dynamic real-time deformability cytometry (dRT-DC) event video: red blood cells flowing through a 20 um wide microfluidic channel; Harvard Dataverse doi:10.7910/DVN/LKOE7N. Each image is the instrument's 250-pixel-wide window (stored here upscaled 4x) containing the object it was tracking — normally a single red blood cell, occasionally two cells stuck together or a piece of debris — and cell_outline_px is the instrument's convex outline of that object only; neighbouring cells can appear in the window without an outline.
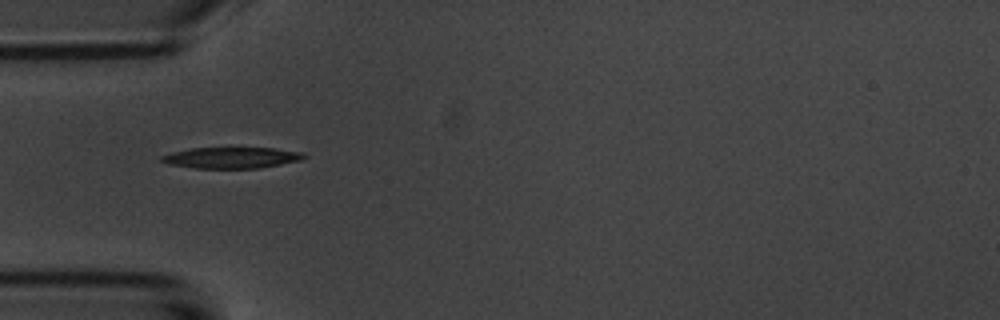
{"species": "common noctule bat (a hibernating species)", "species_latin": "Nyctalus noctula", "temperature_condition": "room temperature", "stored_images_in_passage": 4, "camera_frame_rate_fps": 3000, "um_per_image_px": 0.085, "animal": {"sex": "male", "body_mass_g": 20.1, "forearm_length_mm": 53.5}, "frame": {"image": 1, "passage_image": 2, "time_ms": 1.333, "image_size_px": [1000, 320], "cell_outline_px": [[304, 160], [260, 168], [196, 168], [168, 164], [160, 160], [160, 156], [172, 152], [192, 148], [272, 148], [304, 152]], "centroid_in_image_um": [19.69, 13.41], "position_along_channel_um": 65.3, "area_um2": 17.51}}
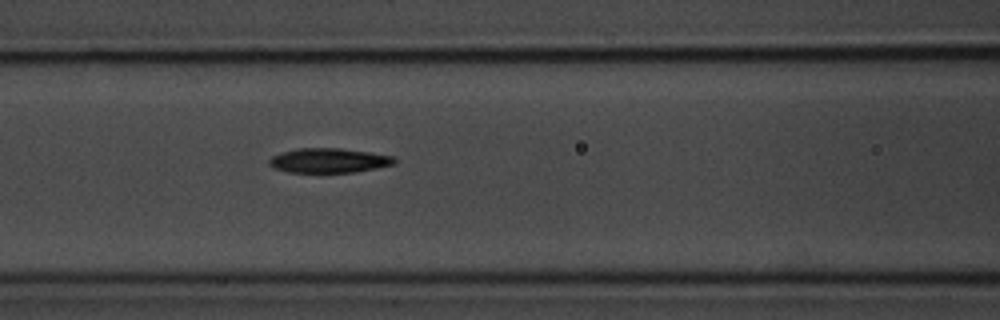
{"frame": {"image": 2, "passage_image": 4, "time_ms": 3.333, "image_size_px": [1000, 320], "cell_outline_px": [[396, 164], [356, 172], [288, 172], [276, 168], [268, 164], [268, 160], [272, 156], [280, 152], [296, 148], [340, 148], [368, 152], [392, 156], [396, 160]], "centroid_in_image_um": [27.93, 13.64], "position_along_channel_um": 138.7, "area_um2": 17.92}}